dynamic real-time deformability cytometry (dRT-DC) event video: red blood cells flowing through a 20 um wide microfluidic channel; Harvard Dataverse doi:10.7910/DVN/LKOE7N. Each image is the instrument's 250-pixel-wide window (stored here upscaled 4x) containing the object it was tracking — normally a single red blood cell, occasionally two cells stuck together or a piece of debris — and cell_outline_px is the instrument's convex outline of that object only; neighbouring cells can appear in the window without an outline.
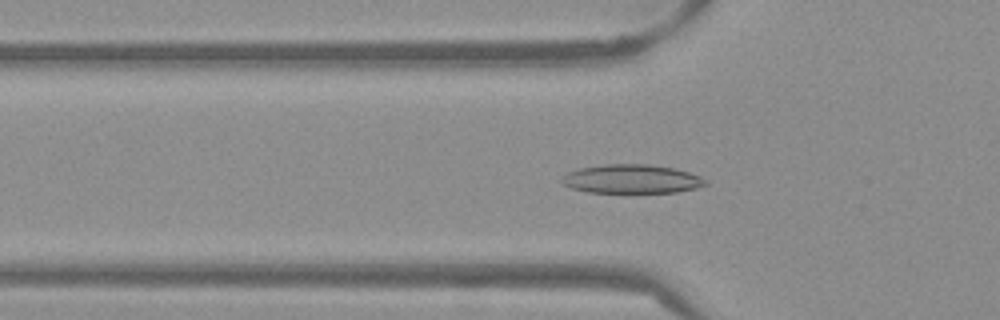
{"species": "Egyptian fruit bat (a non-hibernating species)", "species_latin": "Rousettus aegyptiacus", "temperature_condition": "warm", "stored_images_in_passage": 53, "camera_frame_rate_fps": 3000, "um_per_image_px": 0.085, "frame": {"image": 1, "passage_image": 18, "time_ms": 5.667, "image_size_px": [1000, 320], "cell_outline_px": [[708, 184], [696, 188], [676, 192], [588, 192], [572, 188], [564, 184], [560, 180], [560, 176], [568, 172], [580, 168], [604, 164], [648, 164], [672, 168], [688, 172], [700, 176], [708, 180]], "centroid_in_image_um": [53.68, 15.21], "position_along_channel_um": 72.1, "area_um2": 24.1}}
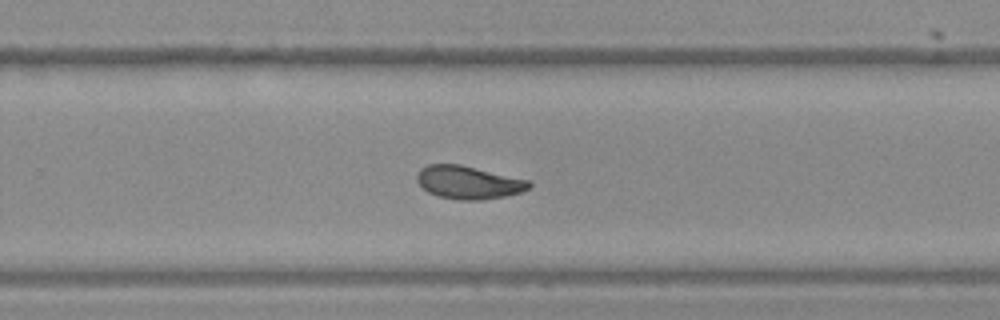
{"frame": {"image": 2, "passage_image": 35, "time_ms": 11.333, "image_size_px": [1000, 320], "cell_outline_px": [[532, 184], [528, 188], [520, 192], [504, 196], [480, 200], [460, 200], [436, 196], [428, 192], [416, 180], [416, 176], [420, 168], [428, 164], [460, 164], [528, 180]], "centroid_in_image_um": [39.77, 15.5], "position_along_channel_um": 290.0, "area_um2": 21.44}}
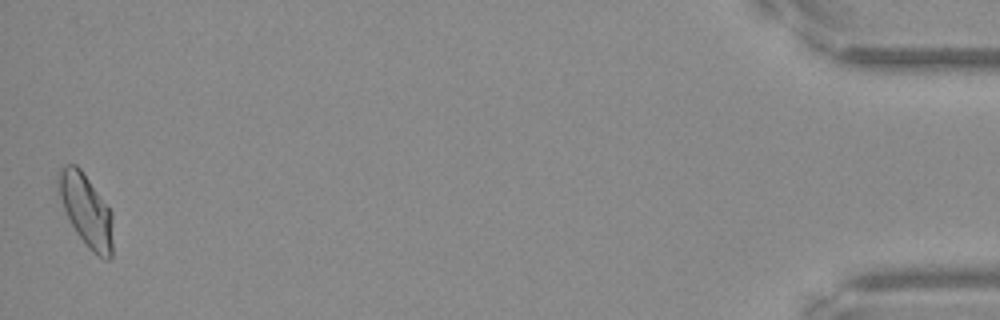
{"frame": {"image": 3, "passage_image": 53, "time_ms": 17.333, "image_size_px": [1000, 320], "cell_outline_px": [[112, 256], [108, 260], [104, 260], [92, 252], [88, 248], [76, 232], [64, 208], [60, 196], [56, 180], [56, 176], [60, 168], [64, 164], [76, 164], [80, 168], [112, 212]], "centroid_in_image_um": [7.32, 17.87], "position_along_channel_um": 427.9, "area_um2": 22.83}, "authors_computed_cell_mechanics": {"area_um2": 22.0218, "velocity_mm_per_s": 3.8313, "shape_relaxation_time_tau1_ms": 6.5464, "shape_relaxation_time_tau2_ms": 3.6761, "deformation_change_tau1": 0.1715, "deformation_change_tau2": 0.0534}}